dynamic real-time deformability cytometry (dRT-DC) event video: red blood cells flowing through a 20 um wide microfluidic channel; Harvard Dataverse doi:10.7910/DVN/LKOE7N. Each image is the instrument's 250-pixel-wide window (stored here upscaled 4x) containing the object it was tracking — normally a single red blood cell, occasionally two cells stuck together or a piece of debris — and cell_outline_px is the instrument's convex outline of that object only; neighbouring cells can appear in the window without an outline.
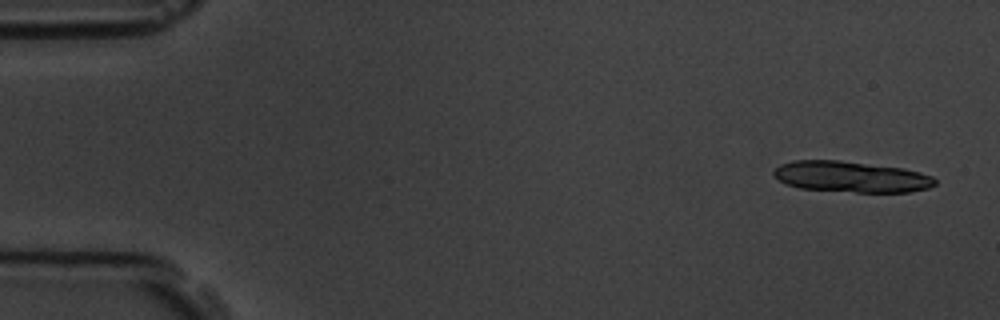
{"species": "common noctule bat (a hibernating species)", "species_latin": "Nyctalus noctula", "temperature_condition": "room temperature", "stored_images_in_passage": 5, "camera_frame_rate_fps": 3000, "um_per_image_px": 0.085, "animal": {"sex": "male", "body_mass_g": 19.5, "forearm_length_mm": 54.6}, "frame": {"image": 1, "passage_image": 1, "time_ms": 0.0, "image_size_px": [1000, 320], "cell_outline_px": [[936, 184], [928, 188], [908, 192], [856, 192], [800, 188], [788, 184], [772, 176], [772, 172], [780, 164], [792, 160], [840, 160], [904, 168], [920, 172], [932, 176], [936, 180]], "centroid_in_image_um": [72.34, 15.01], "position_along_channel_um": 12.7, "area_um2": 29.19}}